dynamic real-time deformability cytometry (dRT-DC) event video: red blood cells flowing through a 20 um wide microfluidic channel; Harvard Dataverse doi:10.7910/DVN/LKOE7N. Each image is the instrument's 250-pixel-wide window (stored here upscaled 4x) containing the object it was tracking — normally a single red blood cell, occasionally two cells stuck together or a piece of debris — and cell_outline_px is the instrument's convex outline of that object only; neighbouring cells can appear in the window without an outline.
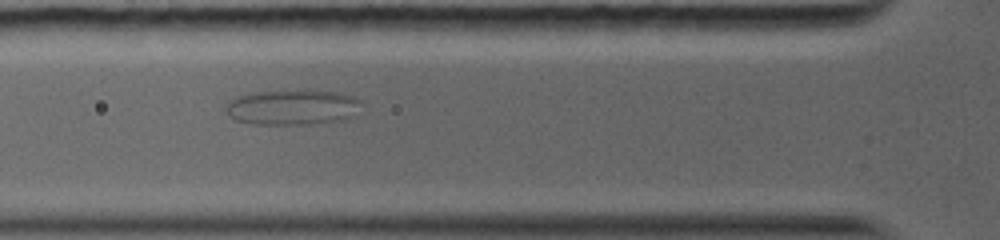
{"species": "common noctule bat (a hibernating species)", "species_latin": "Nyctalus noctula", "temperature_condition": "warm", "stored_images_in_passage": 14, "camera_frame_rate_fps": 5000, "um_per_image_px": 0.085, "animal": {"sex": "female", "body_mass_g": 19.0, "forearm_length_mm": 56.7}, "frame": {"image": 1, "passage_image": 5, "time_ms": 2.8, "image_size_px": [1000, 240], "cell_outline_px": [[360, 100], [352, 116], [344, 120], [312, 124], [256, 124], [236, 120], [228, 116], [224, 112], [224, 104], [228, 100], [236, 96], [256, 92], [336, 92], [352, 96]], "centroid_in_image_um": [24.74, 9.15], "position_along_channel_um": 101.1, "area_um2": 27.28}}
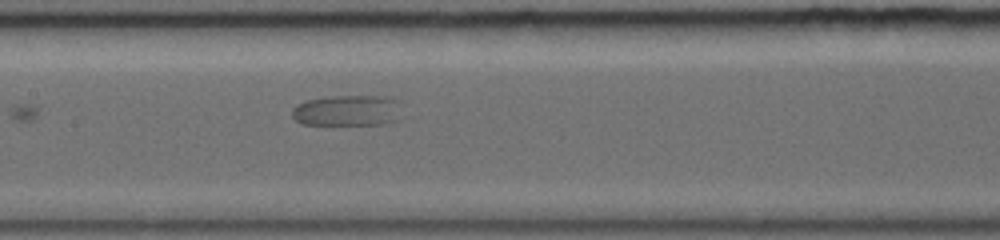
{"frame": {"image": 2, "passage_image": 8, "time_ms": 4.8, "image_size_px": [1000, 240], "cell_outline_px": [[400, 120], [384, 124], [304, 124], [296, 120], [292, 116], [292, 108], [296, 104], [308, 100], [328, 96], [388, 96], [400, 100]], "centroid_in_image_um": [29.59, 9.38], "position_along_channel_um": 177.8, "area_um2": 20.06}}
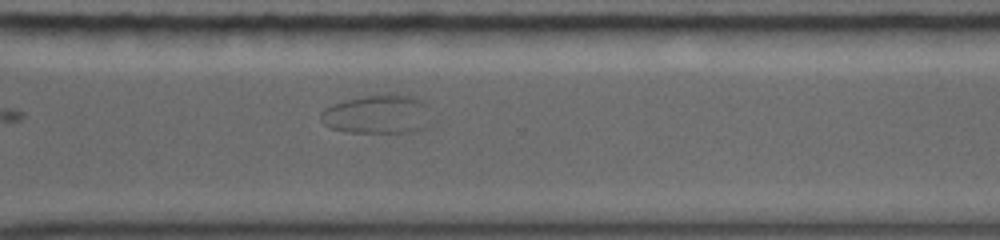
{"frame": {"image": 3, "passage_image": 14, "time_ms": 9.0, "image_size_px": [1000, 240], "cell_outline_px": [[436, 120], [432, 124], [424, 128], [412, 132], [348, 132], [332, 128], [324, 124], [320, 120], [320, 112], [324, 108], [332, 104], [344, 100], [364, 96], [408, 96], [424, 100]], "centroid_in_image_um": [32.16, 9.74], "position_along_channel_um": 338.4, "area_um2": 25.26}}